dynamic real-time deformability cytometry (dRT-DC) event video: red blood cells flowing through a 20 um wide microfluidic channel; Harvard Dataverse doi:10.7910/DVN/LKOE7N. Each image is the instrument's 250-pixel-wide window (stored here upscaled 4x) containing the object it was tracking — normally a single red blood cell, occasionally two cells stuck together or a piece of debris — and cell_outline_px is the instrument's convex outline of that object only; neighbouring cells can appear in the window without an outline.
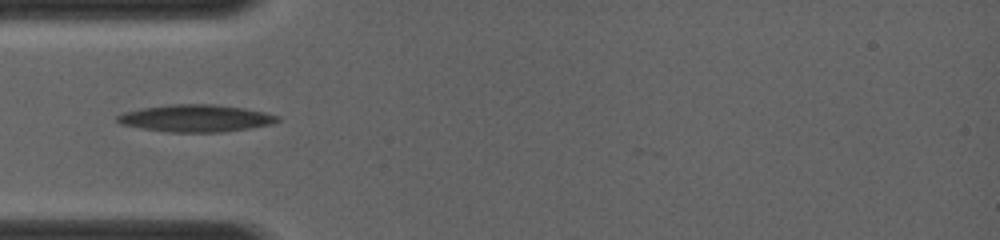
{"species": "common noctule bat (a hibernating species)", "species_latin": "Nyctalus noctula", "temperature_condition": "room temperature", "stored_images_in_passage": 3, "camera_frame_rate_fps": 4000, "um_per_image_px": 0.085, "animal": {"sex": "female", "body_mass_g": 19.0, "forearm_length_mm": 56.7}, "frame": {"image": 1, "passage_image": 1, "time_ms": 0.0, "image_size_px": [1000, 240], "cell_outline_px": [[280, 120], [272, 124], [248, 128], [220, 132], [168, 132], [120, 124], [116, 120], [116, 116], [124, 112], [140, 108], [172, 104], [212, 104], [244, 108], [264, 112], [280, 116]], "centroid_in_image_um": [16.64, 10.04], "position_along_channel_um": 68.4, "area_um2": 25.26}}
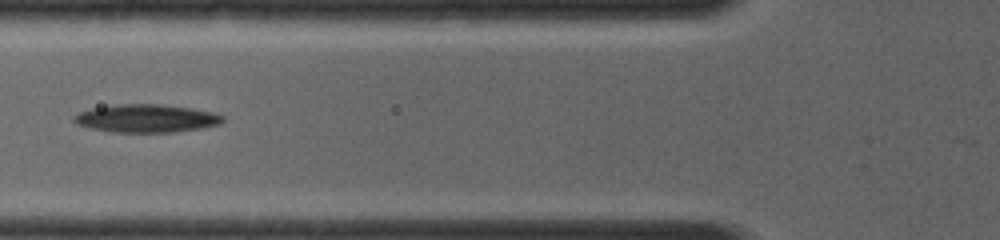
{"frame": {"image": 2, "passage_image": 2, "time_ms": 1.0, "image_size_px": [1000, 240], "cell_outline_px": [[224, 120], [220, 124], [204, 128], [176, 132], [112, 132], [92, 128], [76, 124], [72, 120], [72, 116], [76, 112], [92, 108], [116, 104], [160, 104], [192, 108], [212, 112], [224, 116]], "centroid_in_image_um": [12.42, 10.06], "position_along_channel_um": 113.4, "area_um2": 24.57}}
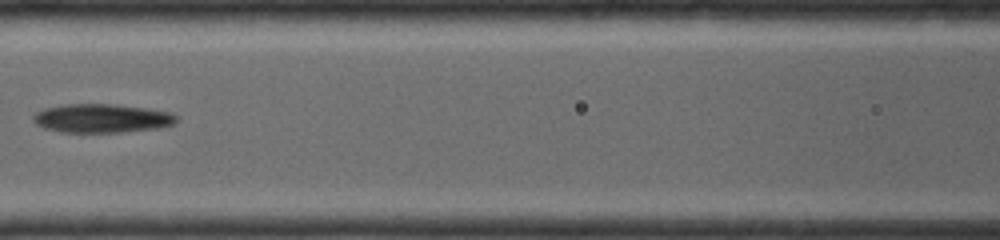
{"frame": {"image": 3, "passage_image": 3, "time_ms": 2.0, "image_size_px": [1000, 240], "cell_outline_px": [[176, 124], [160, 128], [124, 132], [60, 132], [44, 128], [36, 124], [32, 120], [32, 116], [36, 112], [44, 108], [64, 104], [112, 104], [148, 108], [172, 112], [176, 116]], "centroid_in_image_um": [8.66, 10.05], "position_along_channel_um": 157.9, "area_um2": 24.28}}